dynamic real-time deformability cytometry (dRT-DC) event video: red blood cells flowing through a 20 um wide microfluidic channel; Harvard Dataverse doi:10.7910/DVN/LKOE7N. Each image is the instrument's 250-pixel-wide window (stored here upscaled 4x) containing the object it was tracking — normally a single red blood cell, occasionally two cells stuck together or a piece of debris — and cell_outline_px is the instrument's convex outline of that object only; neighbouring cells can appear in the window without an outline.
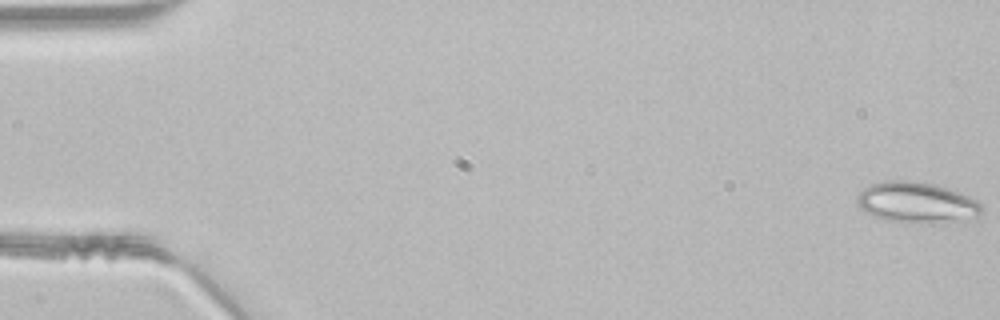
{"species": "common noctule bat (a hibernating species)", "species_latin": "Nyctalus noctula", "temperature_condition": "room temperature", "stored_images_in_passage": 48, "camera_frame_rate_fps": 3000, "um_per_image_px": 0.085, "animal": {"sex": "male", "body_mass_g": 21.5, "forearm_length_mm": 52.0}, "frame": {"image": 1, "passage_image": 1, "time_ms": 0.0, "image_size_px": [1000, 320], "cell_outline_px": [[984, 212], [964, 224], [920, 224], [884, 220], [872, 216], [864, 212], [856, 204], [856, 196], [864, 188], [872, 184], [884, 180], [912, 180], [936, 184], [960, 192], [984, 204]], "centroid_in_image_um": [78.0, 17.26], "position_along_channel_um": 7.0, "area_um2": 31.21}}
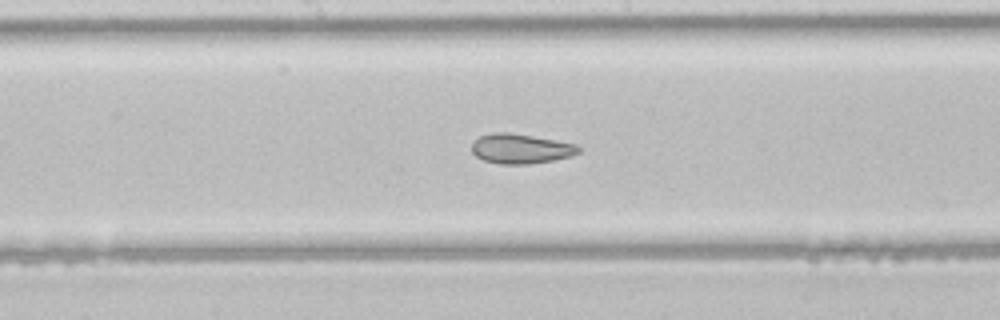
{"frame": {"image": 2, "passage_image": 25, "time_ms": 8.0, "image_size_px": [1000, 320], "cell_outline_px": [[580, 152], [572, 156], [552, 160], [528, 164], [500, 164], [484, 160], [476, 156], [472, 152], [472, 144], [480, 136], [492, 132], [508, 132], [532, 136], [576, 144], [580, 148]], "centroid_in_image_um": [44.26, 12.64], "position_along_channel_um": 203.9, "area_um2": 18.38}}
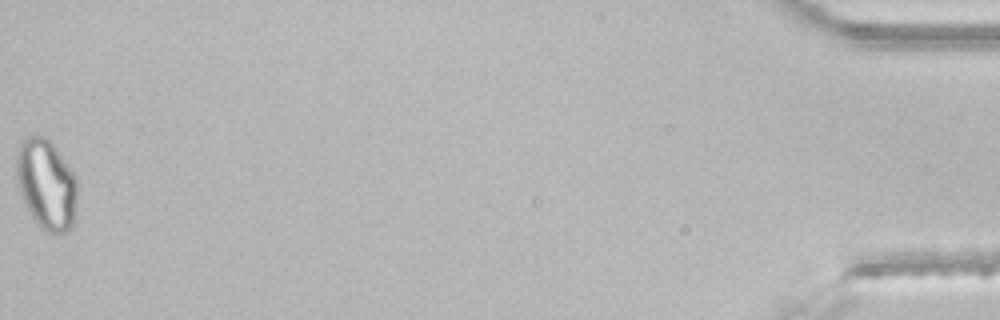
{"frame": {"image": 3, "passage_image": 48, "time_ms": 15.667, "image_size_px": [1000, 320], "cell_outline_px": [[76, 200], [72, 224], [68, 232], [60, 236], [56, 236], [40, 228], [32, 216], [20, 192], [16, 180], [16, 152], [24, 136], [40, 136], [48, 140], [52, 144], [72, 172], [76, 180]], "centroid_in_image_um": [3.91, 15.71], "position_along_channel_um": 431.3, "area_um2": 31.73}}